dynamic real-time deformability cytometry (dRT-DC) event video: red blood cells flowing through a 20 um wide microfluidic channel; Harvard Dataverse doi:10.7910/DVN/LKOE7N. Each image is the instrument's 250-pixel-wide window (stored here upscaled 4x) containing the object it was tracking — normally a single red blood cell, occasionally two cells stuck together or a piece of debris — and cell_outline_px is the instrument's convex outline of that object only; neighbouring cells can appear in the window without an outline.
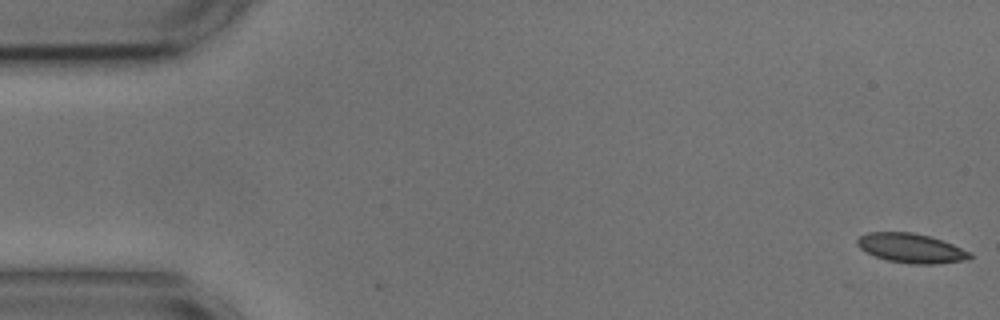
{"species": "common noctule bat (a hibernating species)", "species_latin": "Nyctalus noctula", "temperature_condition": "cold", "stored_images_in_passage": 3, "camera_frame_rate_fps": 3000, "um_per_image_px": 0.085, "animal": {"sex": "male", "body_mass_g": 17.9, "forearm_length_mm": 54.2}, "frame": {"image": 1, "passage_image": 1, "time_ms": 0.0, "image_size_px": [1000, 320], "cell_outline_px": [[972, 256], [964, 260], [932, 264], [912, 264], [888, 260], [876, 256], [860, 248], [856, 244], [856, 240], [860, 236], [868, 232], [912, 232], [928, 236], [952, 244], [972, 252]], "centroid_in_image_um": [77.43, 21.09], "position_along_channel_um": 7.6, "area_um2": 19.02}}